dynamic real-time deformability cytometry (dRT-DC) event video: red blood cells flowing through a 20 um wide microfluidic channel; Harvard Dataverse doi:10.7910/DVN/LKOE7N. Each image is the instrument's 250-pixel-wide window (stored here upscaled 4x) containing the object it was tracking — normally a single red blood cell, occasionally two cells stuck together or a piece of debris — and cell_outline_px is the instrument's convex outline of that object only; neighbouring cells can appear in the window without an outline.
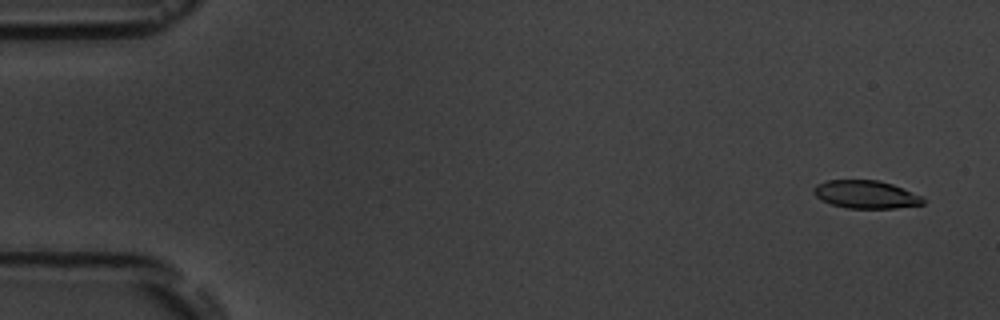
{"species": "common noctule bat (a hibernating species)", "species_latin": "Nyctalus noctula", "temperature_condition": "room temperature", "stored_images_in_passage": 5, "camera_frame_rate_fps": 3000, "um_per_image_px": 0.085, "animal": {"sex": "male", "body_mass_g": 19.5, "forearm_length_mm": 54.6}, "frame": {"image": 1, "passage_image": 1, "time_ms": 0.0, "image_size_px": [1000, 320], "cell_outline_px": [[924, 204], [896, 208], [848, 208], [832, 204], [820, 200], [812, 192], [812, 188], [816, 184], [828, 180], [880, 180], [892, 184], [924, 196]], "centroid_in_image_um": [73.6, 16.52], "position_along_channel_um": 11.4, "area_um2": 17.98}}
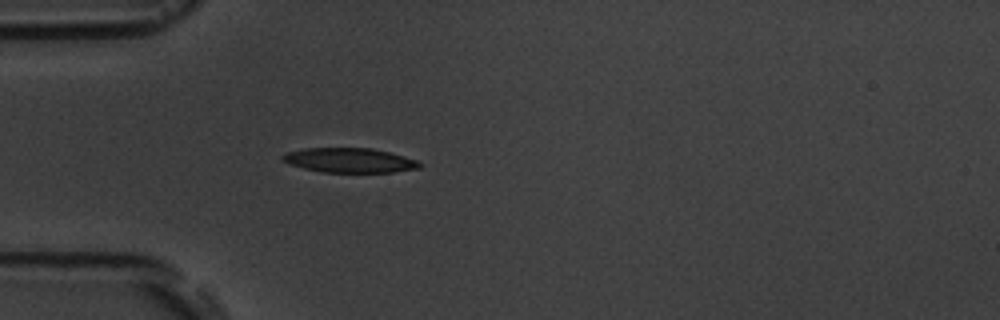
{"frame": {"image": 2, "passage_image": 5, "time_ms": 4.667, "image_size_px": [1000, 320], "cell_outline_px": [[424, 164], [420, 168], [396, 172], [320, 172], [288, 164], [280, 160], [280, 156], [284, 152], [304, 148], [372, 148], [404, 156], [416, 160]], "centroid_in_image_um": [29.67, 13.62], "position_along_channel_um": 55.3, "area_um2": 19.88}}